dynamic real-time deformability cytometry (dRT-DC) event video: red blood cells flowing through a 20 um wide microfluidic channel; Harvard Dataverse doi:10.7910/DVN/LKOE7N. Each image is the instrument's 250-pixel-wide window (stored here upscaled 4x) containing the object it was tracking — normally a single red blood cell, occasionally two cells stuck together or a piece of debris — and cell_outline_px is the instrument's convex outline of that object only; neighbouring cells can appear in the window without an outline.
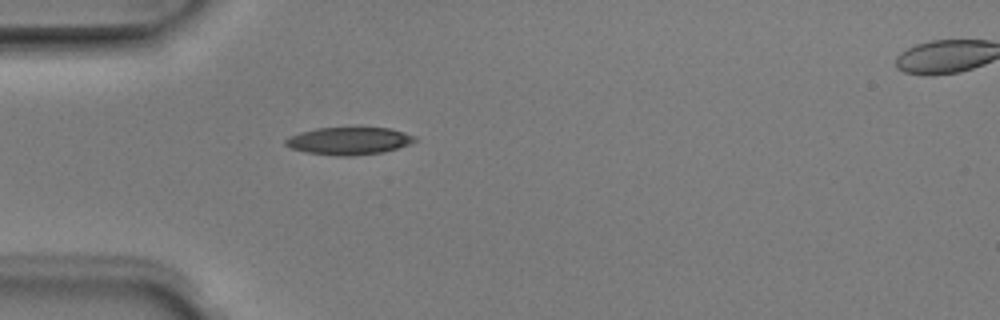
{"species": "Egyptian fruit bat (a non-hibernating species)", "species_latin": "Rousettus aegyptiacus", "temperature_condition": "room temperature", "stored_images_in_passage": 5, "camera_frame_rate_fps": 3000, "um_per_image_px": 0.085, "animal": {"sex": "male"}, "frame": {"image": 1, "passage_image": 4, "time_ms": 1.0, "image_size_px": [1000, 320], "cell_outline_px": [[416, 140], [408, 144], [384, 152], [352, 156], [336, 156], [304, 152], [292, 148], [284, 144], [284, 140], [288, 136], [300, 132], [316, 128], [392, 128], [416, 136]], "centroid_in_image_um": [29.63, 11.98], "position_along_channel_um": 55.4, "area_um2": 20.75}}